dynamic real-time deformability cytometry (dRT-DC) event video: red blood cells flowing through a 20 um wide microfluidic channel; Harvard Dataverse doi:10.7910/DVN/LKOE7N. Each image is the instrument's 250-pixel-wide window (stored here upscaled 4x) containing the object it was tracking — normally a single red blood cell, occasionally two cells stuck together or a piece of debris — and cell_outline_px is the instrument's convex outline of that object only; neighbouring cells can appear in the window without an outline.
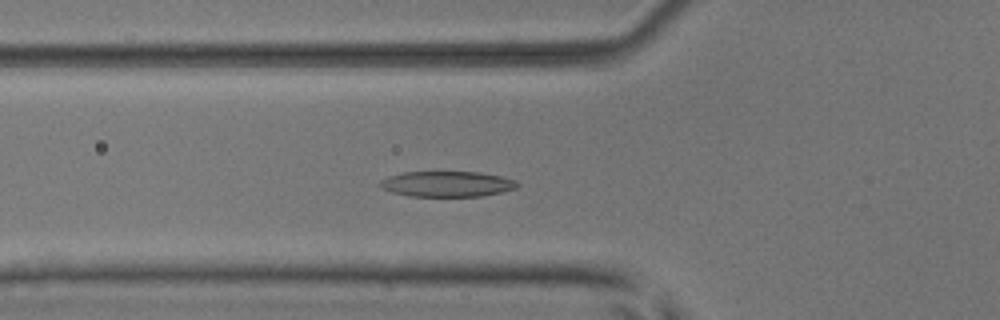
{"species": "common noctule bat (a hibernating species)", "species_latin": "Nyctalus noctula", "temperature_condition": "room temperature", "stored_images_in_passage": 43, "camera_frame_rate_fps": 3000, "um_per_image_px": 0.085, "animal": {"sex": "male", "body_mass_g": 17.9, "forearm_length_mm": 54.2}, "frame": {"image": 1, "passage_image": 10, "time_ms": 3.0, "image_size_px": [1000, 320], "cell_outline_px": [[520, 184], [516, 188], [500, 192], [480, 196], [408, 196], [392, 192], [380, 188], [376, 184], [380, 180], [388, 176], [404, 172], [480, 172], [504, 176]], "centroid_in_image_um": [37.94, 15.63], "position_along_channel_um": 87.9, "area_um2": 20.52}}
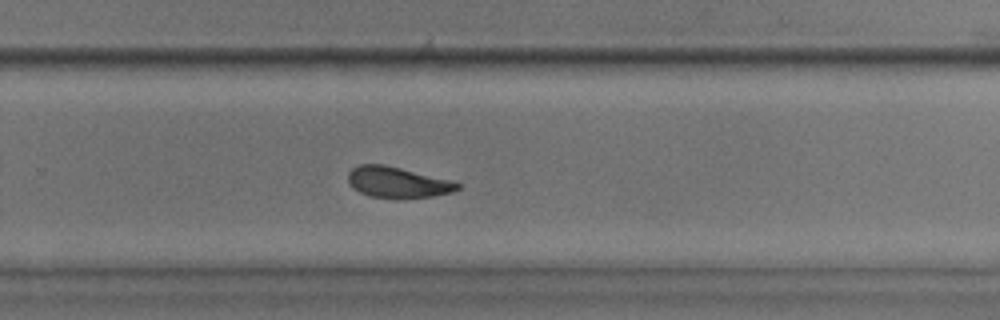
{"frame": {"image": 2, "passage_image": 26, "time_ms": 8.333, "image_size_px": [1000, 320], "cell_outline_px": [[460, 188], [452, 192], [432, 196], [368, 196], [352, 188], [348, 180], [348, 172], [352, 168], [360, 164], [384, 164], [448, 180], [460, 184]], "centroid_in_image_um": [33.72, 15.46], "position_along_channel_um": 296.1, "area_um2": 18.9}}
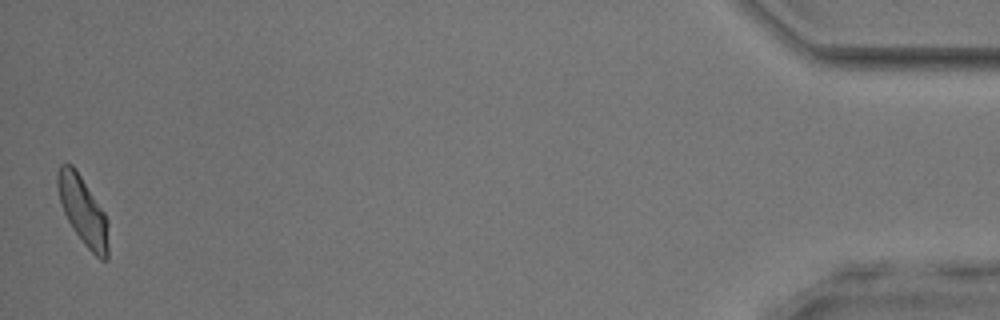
{"frame": {"image": 3, "passage_image": 43, "time_ms": 14.0, "image_size_px": [1000, 320], "cell_outline_px": [[108, 260], [100, 260], [84, 244], [68, 220], [64, 212], [60, 200], [56, 184], [56, 176], [60, 164], [72, 164], [76, 168], [104, 212], [108, 220]], "centroid_in_image_um": [7.06, 17.9], "position_along_channel_um": 428.1, "area_um2": 20.11}, "authors_computed_cell_mechanics": {"area_um2": 20.3456, "velocity_mm_per_s": 3.904, "shape_relaxation_time_tau1_ms": 3.6702, "shape_relaxation_time_tau2_ms": 2.0834, "deformation_change_tau1": 0.1431, "deformation_change_tau2": 0.1002}}